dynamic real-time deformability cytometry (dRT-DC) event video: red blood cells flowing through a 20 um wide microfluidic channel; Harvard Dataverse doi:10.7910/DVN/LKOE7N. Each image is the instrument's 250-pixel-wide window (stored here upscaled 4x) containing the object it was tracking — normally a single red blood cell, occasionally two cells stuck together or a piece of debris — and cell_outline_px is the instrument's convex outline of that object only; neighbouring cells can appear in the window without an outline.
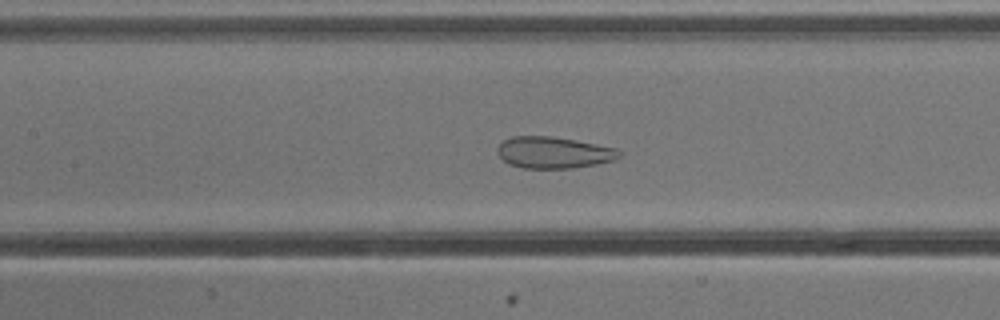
{"species": "common noctule bat (a hibernating species)", "species_latin": "Nyctalus noctula", "temperature_condition": "cold", "stored_images_in_passage": 44, "camera_frame_rate_fps": 3000, "um_per_image_px": 0.085, "animal": {"sex": "male", "body_mass_g": 13.3}, "frame": {"image": 1, "passage_image": 24, "time_ms": 7.667, "image_size_px": [1000, 320], "cell_outline_px": [[620, 156], [616, 160], [596, 164], [572, 168], [524, 168], [508, 164], [496, 152], [496, 148], [504, 140], [512, 136], [552, 136], [596, 144], [616, 148], [620, 152]], "centroid_in_image_um": [47.04, 12.96], "position_along_channel_um": 160.4, "area_um2": 22.37}}
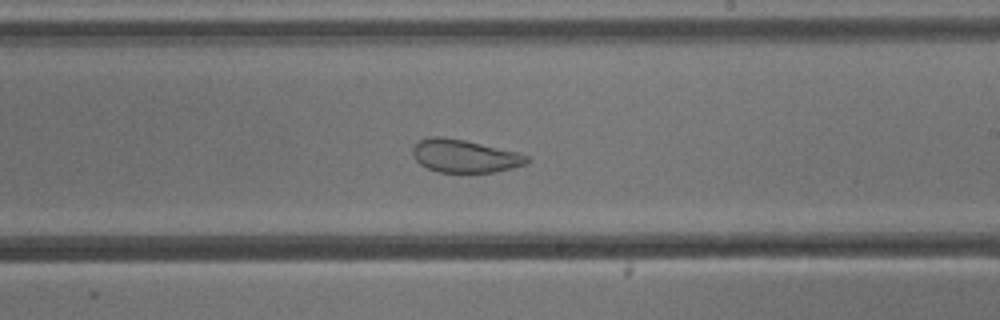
{"frame": {"image": 2, "passage_image": 31, "time_ms": 10.0, "image_size_px": [1000, 320], "cell_outline_px": [[532, 160], [528, 164], [496, 172], [440, 172], [428, 168], [420, 164], [416, 160], [412, 152], [412, 148], [420, 140], [432, 136], [440, 136], [464, 140], [516, 152], [528, 156]], "centroid_in_image_um": [39.52, 13.27], "position_along_channel_um": 249.5, "area_um2": 21.79}}
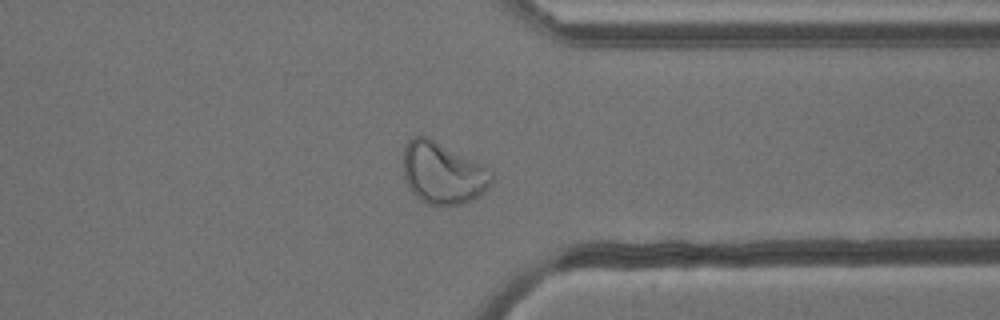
{"frame": {"image": 3, "passage_image": 41, "time_ms": 13.333, "image_size_px": [1000, 320], "cell_outline_px": [[492, 180], [488, 188], [484, 192], [472, 200], [460, 204], [428, 204], [420, 200], [408, 188], [404, 180], [404, 144], [412, 136], [428, 136], [484, 164], [492, 172]], "centroid_in_image_um": [37.63, 14.68], "position_along_channel_um": 373.8, "area_um2": 32.08}, "authors_computed_cell_mechanics": {"area_um2": 28.8711, "velocity_mm_per_s": 3.8343, "shape_relaxation_time_tau1_ms": null, "shape_relaxation_time_tau2_ms": 1.0009, "deformation_change_tau1": null, "deformation_change_tau2": 0.0514}}